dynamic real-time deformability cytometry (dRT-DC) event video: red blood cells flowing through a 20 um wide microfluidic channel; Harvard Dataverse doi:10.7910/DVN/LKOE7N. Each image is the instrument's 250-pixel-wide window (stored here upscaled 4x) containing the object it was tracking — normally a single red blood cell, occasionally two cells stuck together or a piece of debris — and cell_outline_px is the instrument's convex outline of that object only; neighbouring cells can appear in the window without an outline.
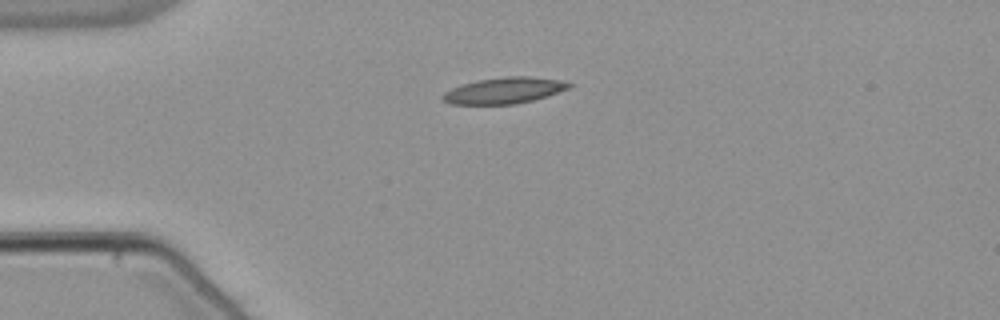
{"species": "common noctule bat (a hibernating species)", "species_latin": "Nyctalus noctula", "temperature_condition": "warm", "stored_images_in_passage": 33, "camera_frame_rate_fps": 3000, "um_per_image_px": 0.085, "animal": {"sex": "male", "body_mass_g": 21.5, "forearm_length_mm": 52.0}, "frame": {"image": 1, "passage_image": 1, "time_ms": 0.0, "image_size_px": [1000, 320], "cell_outline_px": [[572, 84], [568, 88], [532, 100], [516, 104], [448, 104], [440, 100], [440, 96], [444, 92], [460, 84], [480, 80], [504, 76], [528, 76], [560, 80]], "centroid_in_image_um": [42.75, 7.69], "position_along_channel_um": 42.2, "area_um2": 19.13}}
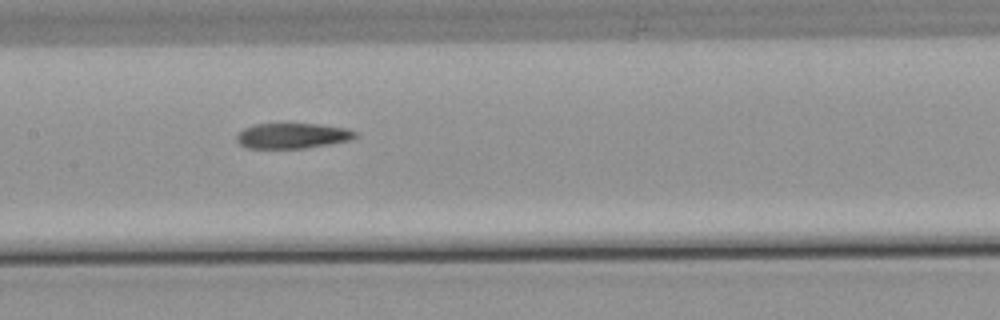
{"frame": {"image": 2, "passage_image": 14, "time_ms": 4.333, "image_size_px": [1000, 320], "cell_outline_px": [[360, 136], [352, 140], [304, 148], [248, 148], [240, 144], [236, 140], [236, 132], [252, 124], [320, 124], [348, 128], [356, 132]], "centroid_in_image_um": [24.87, 11.53], "position_along_channel_um": 182.5, "area_um2": 17.74}}
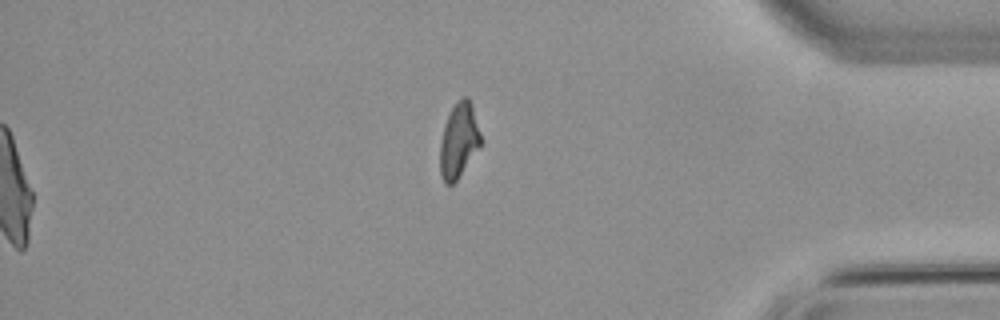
{"frame": {"image": 3, "passage_image": 33, "time_ms": 10.667, "image_size_px": [1000, 320], "cell_outline_px": [[480, 144], [456, 180], [452, 184], [444, 184], [440, 176], [440, 144], [444, 124], [456, 100], [464, 96], [468, 96], [472, 104], [480, 132]], "centroid_in_image_um": [38.97, 11.9], "position_along_channel_um": 396.2, "area_um2": 17.46}, "authors_computed_cell_mechanics": {"area_um2": 18.4382, "velocity_mm_per_s": 3.8465, "shape_relaxation_time_tau1_ms": null, "shape_relaxation_time_tau2_ms": 9.0093, "deformation_change_tau1": null, "deformation_change_tau2": 0.2029}}